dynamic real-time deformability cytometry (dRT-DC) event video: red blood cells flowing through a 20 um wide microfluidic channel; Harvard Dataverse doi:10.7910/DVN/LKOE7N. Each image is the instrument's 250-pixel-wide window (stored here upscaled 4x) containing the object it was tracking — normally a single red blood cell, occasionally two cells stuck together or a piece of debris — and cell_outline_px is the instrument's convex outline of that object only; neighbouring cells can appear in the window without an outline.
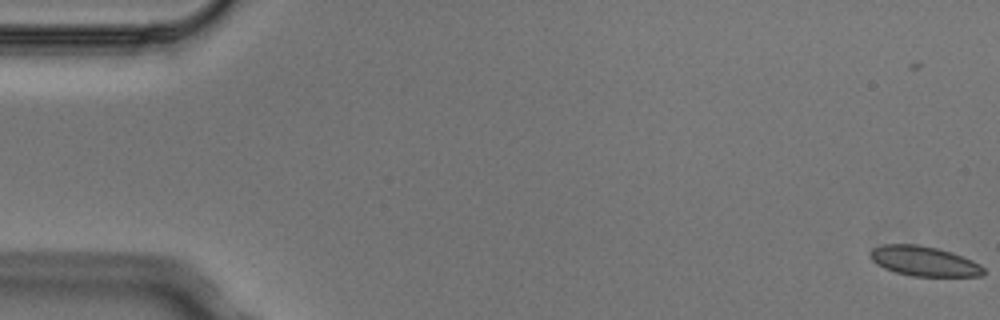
{"species": "Egyptian fruit bat (a non-hibernating species)", "species_latin": "Rousettus aegyptiacus", "temperature_condition": "cold", "stored_images_in_passage": 6, "camera_frame_rate_fps": 3000, "um_per_image_px": 0.085, "animal": {"sex": "male"}, "frame": {"image": 1, "passage_image": 1, "time_ms": 0.0, "image_size_px": [1000, 320], "cell_outline_px": [[984, 276], [912, 276], [896, 272], [884, 268], [872, 260], [872, 248], [884, 244], [916, 244], [936, 248], [952, 252], [972, 260], [980, 264], [984, 268]], "centroid_in_image_um": [78.58, 22.2], "position_along_channel_um": 6.4, "area_um2": 19.54}}
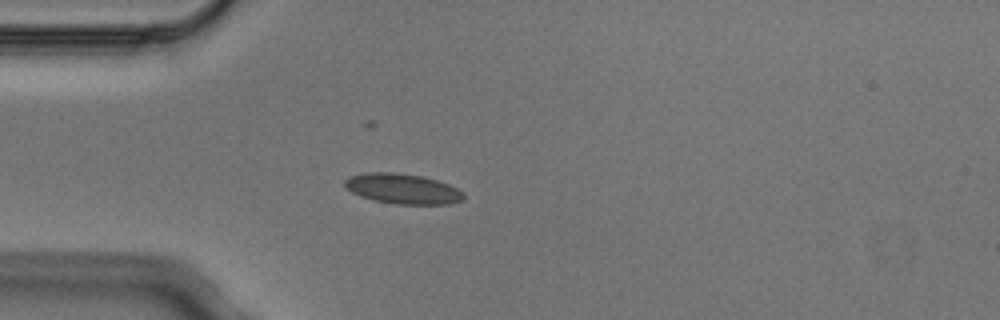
{"frame": {"image": 2, "passage_image": 5, "time_ms": 1.333, "image_size_px": [1000, 320], "cell_outline_px": [[464, 196], [460, 200], [448, 204], [396, 204], [372, 200], [360, 196], [344, 188], [344, 180], [348, 176], [364, 172], [396, 172], [420, 176], [436, 180], [448, 184], [464, 192]], "centroid_in_image_um": [34.15, 16.03], "position_along_channel_um": 50.8, "area_um2": 20.98}}